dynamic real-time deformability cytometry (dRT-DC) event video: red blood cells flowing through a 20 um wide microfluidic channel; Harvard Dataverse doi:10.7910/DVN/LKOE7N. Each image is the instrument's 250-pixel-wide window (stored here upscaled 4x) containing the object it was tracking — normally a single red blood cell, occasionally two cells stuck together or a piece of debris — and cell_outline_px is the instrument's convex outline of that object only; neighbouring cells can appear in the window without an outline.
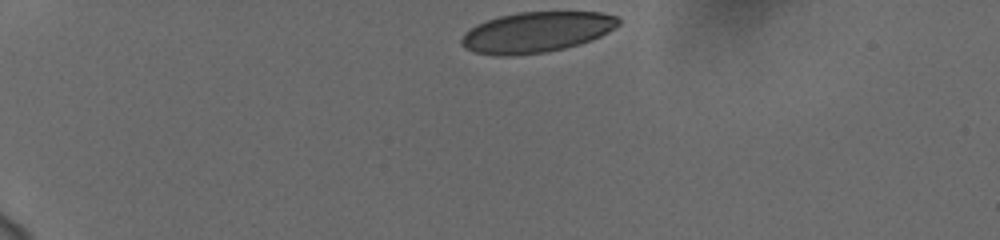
{"species": "human", "species_latin": "Homo sapiens", "temperature_condition": "cold", "stored_images_in_passage": 37, "camera_frame_rate_fps": 3000, "um_per_image_px": 0.085, "donor": {"sex": "female"}, "frame": {"image": 1, "passage_image": 1, "time_ms": 0.0, "image_size_px": [1000, 240], "cell_outline_px": [[620, 24], [608, 32], [592, 40], [580, 44], [564, 48], [544, 52], [512, 56], [496, 56], [476, 52], [464, 48], [460, 44], [460, 40], [464, 32], [476, 24], [500, 16], [520, 12], [600, 12], [616, 16], [620, 20]], "centroid_in_image_um": [45.58, 2.74], "position_along_channel_um": 39.4, "area_um2": 37.17}}
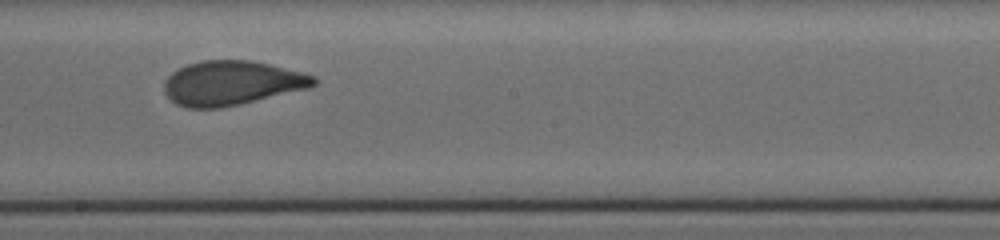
{"frame": {"image": 2, "passage_image": 22, "time_ms": 7.0, "image_size_px": [1000, 240], "cell_outline_px": [[320, 80], [316, 84], [308, 88], [240, 104], [220, 108], [188, 108], [176, 104], [164, 92], [164, 80], [172, 72], [188, 64], [200, 60], [248, 60], [272, 64], [316, 76]], "centroid_in_image_um": [19.71, 7.05], "position_along_channel_um": 228.5, "area_um2": 38.78}}
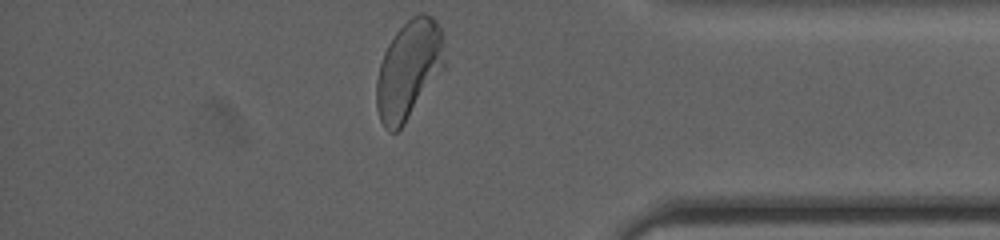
{"frame": {"image": 3, "passage_image": 37, "time_ms": 12.0, "image_size_px": [1000, 240], "cell_outline_px": [[444, 68], [404, 124], [396, 132], [388, 132], [384, 128], [380, 120], [376, 108], [376, 80], [380, 64], [384, 52], [388, 44], [396, 32], [412, 16], [420, 12], [424, 12], [432, 16], [436, 20], [440, 28], [444, 60]], "centroid_in_image_um": [34.71, 5.93], "position_along_channel_um": 400.5, "area_um2": 38.84}, "authors_computed_cell_mechanics": {"area_um2": 39.1884, "velocity_mm_per_s": 3.7409, "shape_relaxation_time_tau1_ms": 4.3724, "shape_relaxation_time_tau2_ms": 0.7984, "deformation_change_tau1": 0.1672, "deformation_change_tau2": 0.0633}}